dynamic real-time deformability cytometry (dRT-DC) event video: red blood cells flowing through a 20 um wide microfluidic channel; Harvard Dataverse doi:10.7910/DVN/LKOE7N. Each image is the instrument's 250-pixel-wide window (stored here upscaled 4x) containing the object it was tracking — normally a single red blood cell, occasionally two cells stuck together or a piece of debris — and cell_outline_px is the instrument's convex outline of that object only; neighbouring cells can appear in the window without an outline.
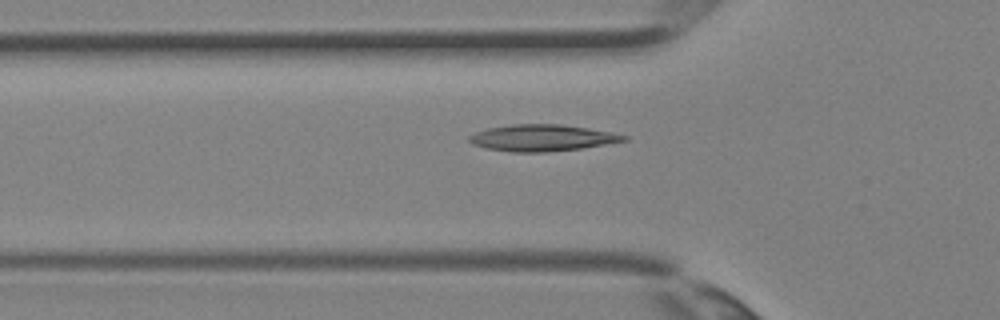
{"species": "Egyptian fruit bat (a non-hibernating species)", "species_latin": "Rousettus aegyptiacus", "temperature_condition": "room temperature", "stored_images_in_passage": 4, "camera_frame_rate_fps": 3000, "um_per_image_px": 0.085, "animal": {"sex": "female"}, "frame": {"image": 1, "passage_image": 4, "time_ms": 1.0, "image_size_px": [1000, 320], "cell_outline_px": [[628, 140], [580, 148], [548, 152], [512, 152], [484, 148], [472, 144], [468, 140], [468, 136], [476, 132], [488, 128], [512, 124], [560, 124], [588, 128], [612, 132], [628, 136]], "centroid_in_image_um": [46.05, 11.72], "position_along_channel_um": 79.8, "area_um2": 23.87}}